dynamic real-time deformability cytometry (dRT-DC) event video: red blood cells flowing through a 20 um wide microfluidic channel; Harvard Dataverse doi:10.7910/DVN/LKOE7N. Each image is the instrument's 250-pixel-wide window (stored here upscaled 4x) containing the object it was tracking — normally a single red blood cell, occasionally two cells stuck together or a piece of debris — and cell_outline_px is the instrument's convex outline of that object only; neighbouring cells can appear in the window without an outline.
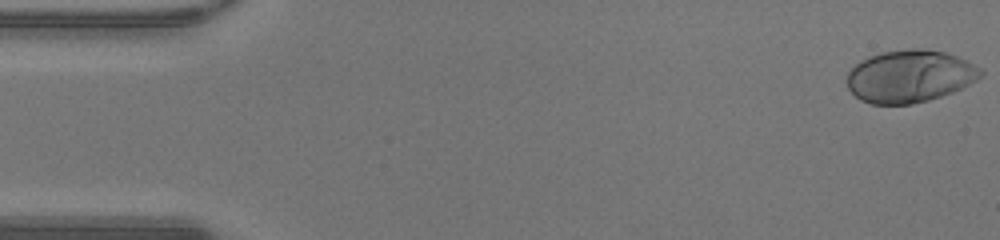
{"species": "human", "species_latin": "Homo sapiens", "temperature_condition": "warm", "stored_images_in_passage": 48, "camera_frame_rate_fps": 3000, "um_per_image_px": 0.085, "donor": {"sex": "male"}, "frame": {"image": 1, "passage_image": 1, "time_ms": 0.0, "image_size_px": [1000, 240], "cell_outline_px": [[984, 72], [976, 80], [952, 92], [928, 100], [912, 104], [872, 104], [860, 100], [848, 88], [844, 80], [848, 72], [860, 60], [884, 52], [908, 48], [924, 48], [944, 52], [968, 60], [980, 68]], "centroid_in_image_um": [77.31, 6.47], "position_along_channel_um": 7.7, "area_um2": 40.86}}
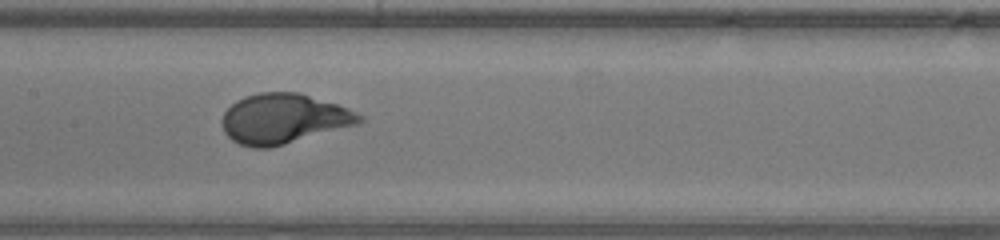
{"frame": {"image": 2, "passage_image": 23, "time_ms": 7.333, "image_size_px": [1000, 240], "cell_outline_px": [[364, 120], [360, 124], [284, 144], [268, 148], [252, 148], [240, 144], [232, 140], [224, 132], [220, 120], [224, 112], [236, 100], [244, 96], [260, 92], [300, 92], [348, 108], [364, 116]], "centroid_in_image_um": [24.1, 10.09], "position_along_channel_um": 183.3, "area_um2": 40.17}}
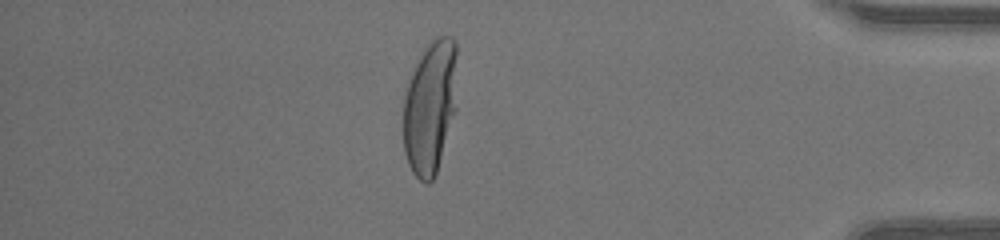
{"frame": {"image": 3, "passage_image": 41, "time_ms": 13.333, "image_size_px": [1000, 240], "cell_outline_px": [[456, 108], [436, 176], [428, 184], [424, 184], [412, 172], [408, 164], [404, 152], [404, 96], [408, 80], [412, 68], [416, 60], [432, 36], [452, 36], [456, 40]], "centroid_in_image_um": [36.55, 9.06], "position_along_channel_um": 398.6, "area_um2": 42.71}, "authors_computed_cell_mechanics": {"area_um2": 39.2462, "velocity_mm_per_s": 4.298, "shape_relaxation_time_tau1_ms": 2.9072, "shape_relaxation_time_tau2_ms": null, "deformation_change_tau1": 0.213, "deformation_change_tau2": null}}